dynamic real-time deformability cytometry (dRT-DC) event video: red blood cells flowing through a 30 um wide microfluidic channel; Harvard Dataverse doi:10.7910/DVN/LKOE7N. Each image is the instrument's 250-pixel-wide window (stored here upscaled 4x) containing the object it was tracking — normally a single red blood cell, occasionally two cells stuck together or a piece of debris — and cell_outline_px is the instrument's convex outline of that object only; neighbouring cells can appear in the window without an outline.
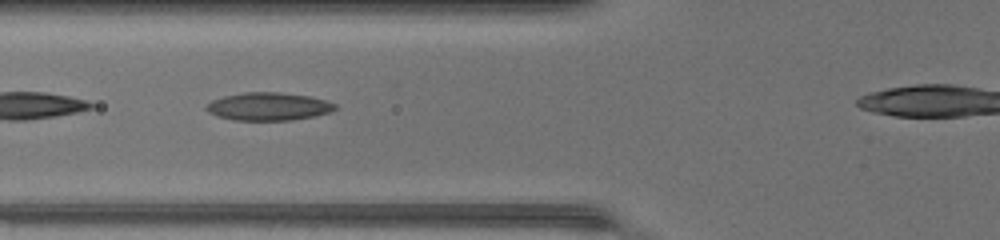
{"species": "common noctule bat (a hibernating species)", "species_latin": "Nyctalus noctula", "temperature_condition": "warm", "stored_images_in_passage": 29, "camera_frame_rate_fps": 3000, "um_per_image_px": 0.085, "animal": {"sex": "female", "body_mass_g": 17.0, "forearm_length_mm": 48.0}, "frame": {"image": 1, "passage_image": 5, "time_ms": 1.333, "image_size_px": [1000, 240], "cell_outline_px": [[336, 108], [328, 112], [312, 116], [292, 120], [232, 120], [208, 112], [204, 108], [212, 100], [224, 96], [244, 92], [280, 92], [308, 96], [324, 100], [336, 104]], "centroid_in_image_um": [22.79, 9.04], "position_along_channel_um": 103.0, "area_um2": 20.69}}
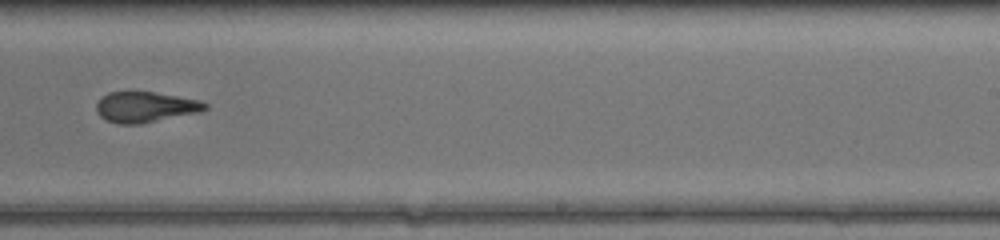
{"frame": {"image": 2, "passage_image": 17, "time_ms": 5.333, "image_size_px": [1000, 240], "cell_outline_px": [[208, 108], [200, 112], [140, 124], [116, 124], [104, 120], [96, 112], [96, 104], [108, 92], [156, 92], [200, 100], [208, 104]], "centroid_in_image_um": [12.36, 9.11], "position_along_channel_um": 276.6, "area_um2": 19.48}}